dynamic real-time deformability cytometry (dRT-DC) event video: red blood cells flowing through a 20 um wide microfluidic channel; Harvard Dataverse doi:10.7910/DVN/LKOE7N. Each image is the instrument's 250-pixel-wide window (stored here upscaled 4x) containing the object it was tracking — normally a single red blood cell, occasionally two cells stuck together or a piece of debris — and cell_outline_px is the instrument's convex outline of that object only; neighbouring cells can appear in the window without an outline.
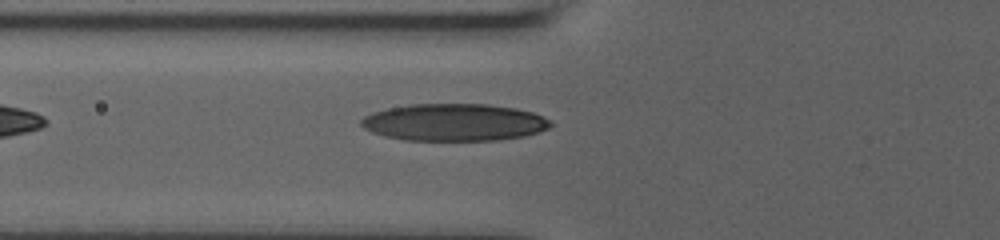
{"species": "human", "species_latin": "Homo sapiens", "temperature_condition": "room temperature", "stored_images_in_passage": 39, "camera_frame_rate_fps": 3000, "um_per_image_px": 0.085, "donor": {"sex": "male"}, "frame": {"image": 1, "passage_image": 2, "time_ms": 0.333, "image_size_px": [1000, 240], "cell_outline_px": [[552, 124], [548, 128], [524, 136], [500, 140], [404, 140], [384, 136], [372, 132], [364, 128], [360, 124], [360, 120], [364, 116], [388, 108], [412, 104], [484, 104], [516, 108], [532, 112], [552, 120]], "centroid_in_image_um": [38.61, 10.4], "position_along_channel_um": 87.2, "area_um2": 40.98}}
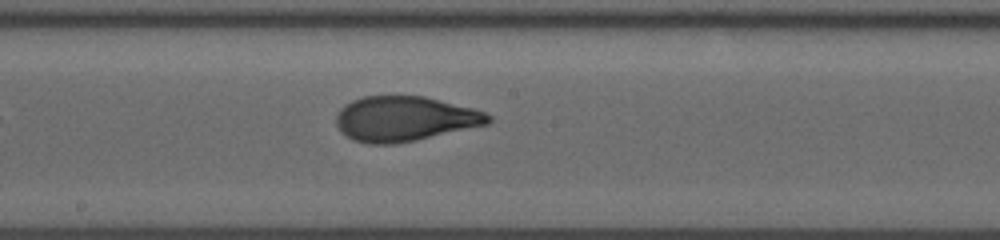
{"frame": {"image": 2, "passage_image": 10, "time_ms": 3.667, "image_size_px": [1000, 240], "cell_outline_px": [[492, 120], [488, 124], [416, 140], [396, 144], [368, 144], [352, 140], [340, 132], [336, 124], [336, 116], [340, 108], [344, 104], [352, 100], [364, 96], [424, 96], [472, 108], [484, 112], [492, 116]], "centroid_in_image_um": [34.36, 10.1], "position_along_channel_um": 213.8, "area_um2": 39.94}}
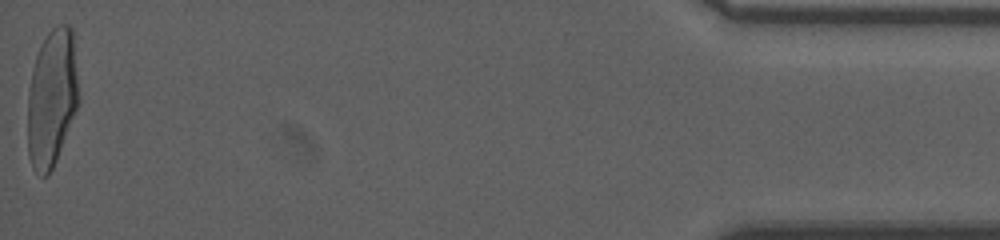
{"frame": {"image": 3, "passage_image": 39, "time_ms": 11.667, "image_size_px": [1000, 240], "cell_outline_px": [[80, 100], [56, 160], [48, 176], [40, 176], [36, 172], [28, 156], [28, 92], [32, 68], [40, 44], [48, 32], [56, 24], [68, 24], [72, 28], [80, 96]], "centroid_in_image_um": [4.42, 8.28], "position_along_channel_um": 430.8, "area_um2": 41.15}, "authors_computed_cell_mechanics": {"area_um2": 39.9398, "velocity_mm_per_s": 3.7722, "shape_relaxation_time_tau1_ms": 3.8948, "shape_relaxation_time_tau2_ms": 0.8186, "deformation_change_tau1": 0.1991, "deformation_change_tau2": 0.068}}